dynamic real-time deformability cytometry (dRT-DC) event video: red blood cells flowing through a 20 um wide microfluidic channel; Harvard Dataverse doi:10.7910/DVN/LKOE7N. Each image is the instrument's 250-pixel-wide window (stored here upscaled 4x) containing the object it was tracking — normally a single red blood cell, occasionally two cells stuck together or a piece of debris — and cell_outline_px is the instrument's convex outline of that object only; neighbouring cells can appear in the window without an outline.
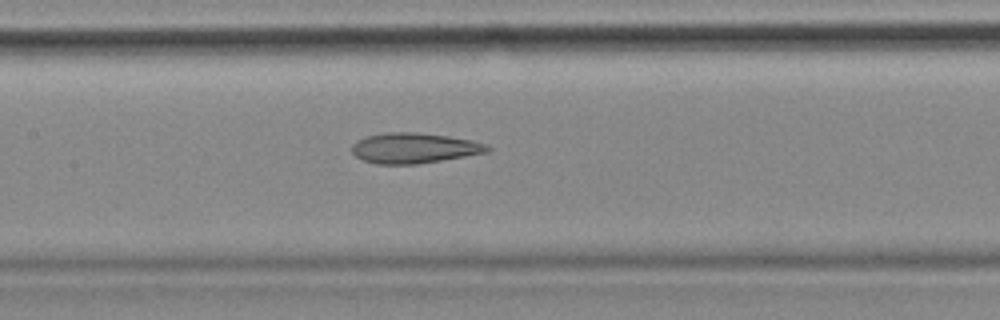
{"species": "common noctule bat (a hibernating species)", "species_latin": "Nyctalus noctula", "temperature_condition": "cold", "stored_images_in_passage": 19, "camera_frame_rate_fps": 3000, "um_per_image_px": 0.085, "animal": {"sex": "female", "body_mass_g": 18.4}, "frame": {"image": 1, "passage_image": 14, "time_ms": 4.333, "image_size_px": [1000, 320], "cell_outline_px": [[492, 148], [488, 152], [416, 164], [376, 164], [364, 160], [356, 156], [352, 152], [352, 144], [356, 140], [368, 136], [384, 132], [416, 132], [448, 136], [472, 140], [488, 144]], "centroid_in_image_um": [35.2, 12.57], "position_along_channel_um": 172.2, "area_um2": 23.93}}